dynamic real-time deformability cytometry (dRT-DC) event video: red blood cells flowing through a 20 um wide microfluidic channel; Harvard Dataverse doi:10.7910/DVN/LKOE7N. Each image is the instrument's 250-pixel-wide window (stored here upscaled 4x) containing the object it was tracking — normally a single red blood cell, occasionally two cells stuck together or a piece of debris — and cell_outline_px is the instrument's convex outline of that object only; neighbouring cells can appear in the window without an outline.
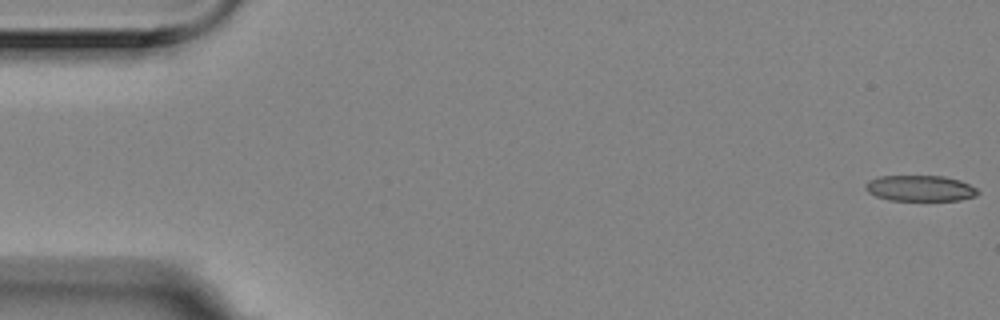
{"species": "Egyptian fruit bat (a non-hibernating species)", "species_latin": "Rousettus aegyptiacus", "temperature_condition": "room temperature", "stored_images_in_passage": 57, "camera_frame_rate_fps": 3000, "um_per_image_px": 0.085, "animal": {"sex": "female"}, "frame": {"image": 1, "passage_image": 1, "time_ms": 0.0, "image_size_px": [1000, 320], "cell_outline_px": [[980, 192], [976, 196], [960, 200], [888, 200], [876, 196], [868, 192], [864, 188], [864, 184], [868, 180], [880, 176], [944, 176], [960, 180], [976, 188]], "centroid_in_image_um": [78.19, 16.0], "position_along_channel_um": 6.8, "area_um2": 16.99}}
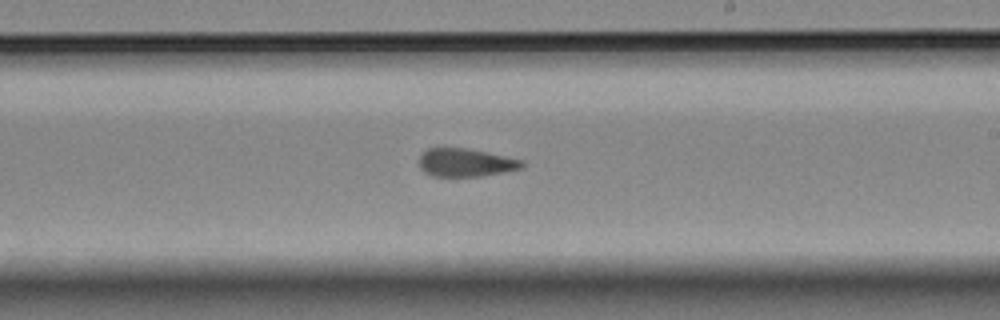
{"frame": {"image": 2, "passage_image": 33, "time_ms": 10.667, "image_size_px": [1000, 320], "cell_outline_px": [[524, 168], [504, 172], [480, 176], [432, 176], [424, 172], [420, 168], [420, 156], [428, 148], [468, 148], [488, 152], [524, 160]], "centroid_in_image_um": [39.62, 13.82], "position_along_channel_um": 249.4, "area_um2": 16.94}}
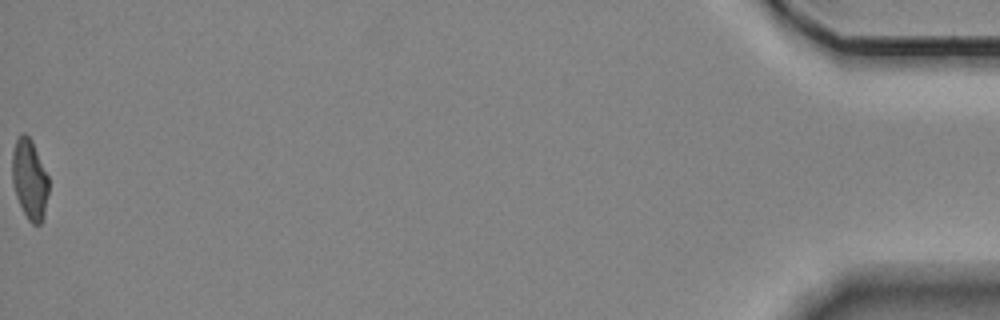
{"frame": {"image": 3, "passage_image": 57, "time_ms": 18.667, "image_size_px": [1000, 320], "cell_outline_px": [[48, 192], [44, 216], [40, 224], [32, 224], [28, 220], [16, 196], [12, 180], [12, 152], [16, 140], [24, 132], [32, 140], [48, 176]], "centroid_in_image_um": [2.51, 15.24], "position_along_channel_um": 432.7, "area_um2": 16.88}, "authors_computed_cell_mechanics": {"area_um2": 17.8024, "velocity_mm_per_s": 3.5446, "shape_relaxation_time_tau1_ms": null, "shape_relaxation_time_tau2_ms": 1.8278, "deformation_change_tau1": null, "deformation_change_tau2": 0.0932}}